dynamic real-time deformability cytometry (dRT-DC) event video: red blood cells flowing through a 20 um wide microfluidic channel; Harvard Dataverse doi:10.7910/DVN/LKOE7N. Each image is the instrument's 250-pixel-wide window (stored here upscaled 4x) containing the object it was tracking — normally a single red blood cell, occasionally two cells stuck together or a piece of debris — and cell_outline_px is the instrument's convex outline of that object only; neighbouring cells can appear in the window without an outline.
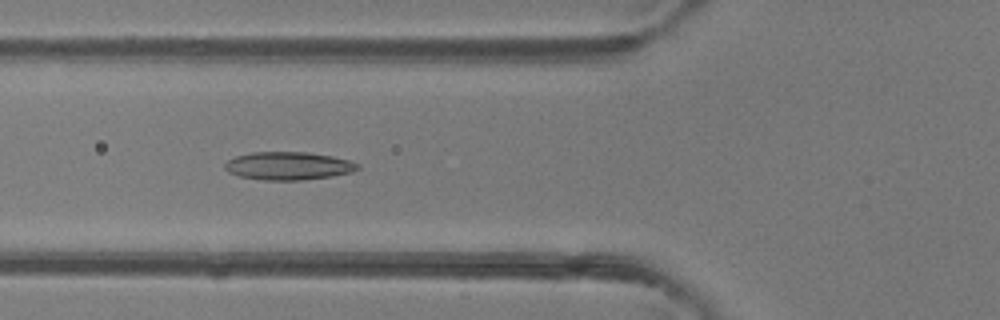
{"species": "common noctule bat (a hibernating species)", "species_latin": "Nyctalus noctula", "temperature_condition": "room temperature", "stored_images_in_passage": 47, "camera_frame_rate_fps": 3000, "um_per_image_px": 0.085, "animal": {"sex": "female"}, "frame": {"image": 1, "passage_image": 17, "time_ms": 5.333, "image_size_px": [1000, 320], "cell_outline_px": [[360, 168], [352, 172], [332, 176], [300, 180], [264, 180], [240, 176], [228, 172], [224, 168], [224, 164], [228, 160], [236, 156], [252, 152], [308, 152], [332, 156], [348, 160], [360, 164]], "centroid_in_image_um": [24.52, 14.09], "position_along_channel_um": 101.3, "area_um2": 21.68}}
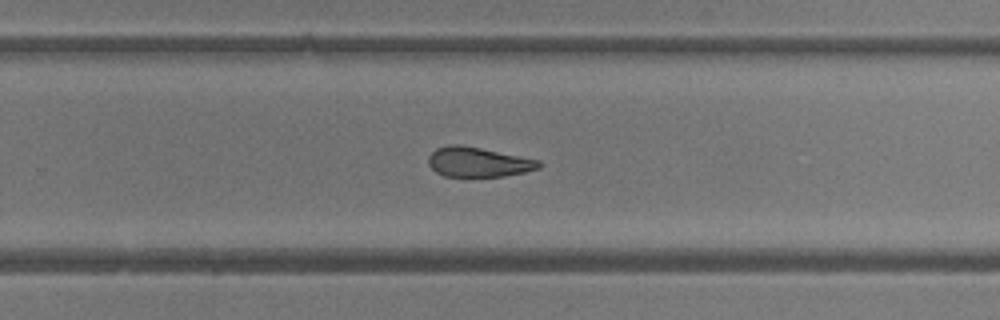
{"frame": {"image": 2, "passage_image": 30, "time_ms": 9.667, "image_size_px": [1000, 320], "cell_outline_px": [[544, 164], [540, 168], [524, 172], [504, 176], [444, 176], [436, 172], [428, 164], [428, 156], [436, 148], [448, 144], [460, 144], [540, 160]], "centroid_in_image_um": [40.65, 13.77], "position_along_channel_um": 289.2, "area_um2": 19.19}}
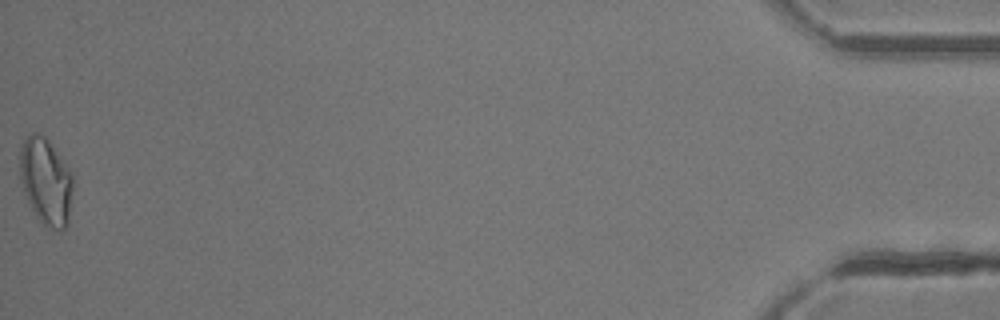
{"frame": {"image": 3, "passage_image": 47, "time_ms": 15.333, "image_size_px": [1000, 320], "cell_outline_px": [[72, 188], [68, 224], [60, 232], [48, 228], [36, 216], [24, 192], [20, 180], [20, 144], [32, 132], [36, 132], [44, 136], [48, 140], [72, 172]], "centroid_in_image_um": [3.9, 15.42], "position_along_channel_um": 431.3, "area_um2": 26.82}, "authors_computed_cell_mechanics": {"area_um2": 21.675, "velocity_mm_per_s": 4.3326, "shape_relaxation_time_tau1_ms": null, "shape_relaxation_time_tau2_ms": 3.9576, "deformation_change_tau1": null, "deformation_change_tau2": 0.1149}}